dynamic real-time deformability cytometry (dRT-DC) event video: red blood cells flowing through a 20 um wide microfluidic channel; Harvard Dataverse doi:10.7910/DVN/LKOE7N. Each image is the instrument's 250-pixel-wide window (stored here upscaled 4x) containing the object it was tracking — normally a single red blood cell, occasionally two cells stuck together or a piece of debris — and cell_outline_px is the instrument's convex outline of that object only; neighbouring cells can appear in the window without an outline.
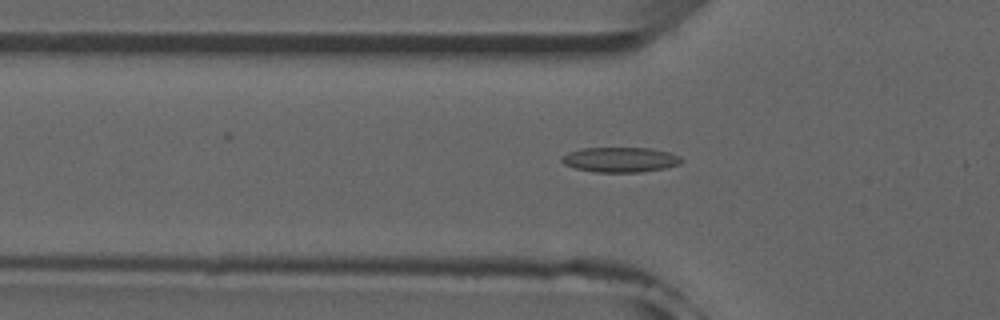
{"species": "common noctule bat (a hibernating species)", "species_latin": "Nyctalus noctula", "temperature_condition": "room temperature", "stored_images_in_passage": 51, "camera_frame_rate_fps": 3000, "um_per_image_px": 0.085, "animal": {"sex": "male", "forearm_length_mm": 52.5}, "frame": {"image": 1, "passage_image": 16, "time_ms": 5.0, "image_size_px": [1000, 320], "cell_outline_px": [[684, 160], [680, 164], [664, 168], [640, 172], [596, 172], [576, 168], [564, 164], [560, 160], [560, 156], [568, 152], [584, 148], [652, 148], [668, 152], [680, 156]], "centroid_in_image_um": [52.72, 13.57], "position_along_channel_um": 73.1, "area_um2": 17.46}}
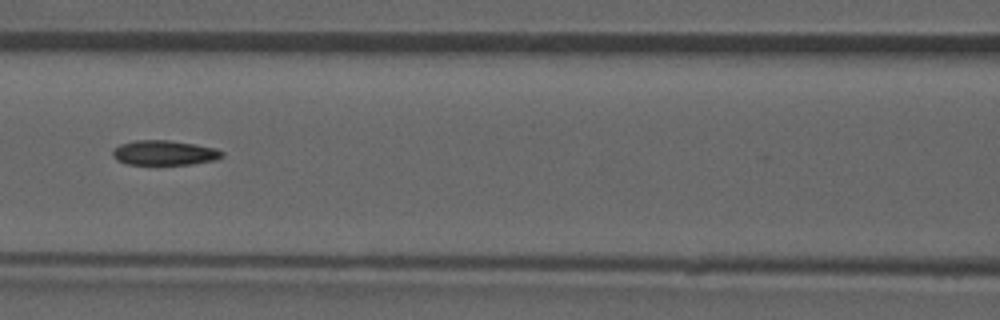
{"frame": {"image": 2, "passage_image": 22, "time_ms": 7.0, "image_size_px": [1000, 320], "cell_outline_px": [[224, 156], [216, 160], [192, 164], [128, 164], [116, 160], [112, 156], [112, 152], [120, 144], [136, 140], [168, 140], [196, 144], [216, 148], [224, 152]], "centroid_in_image_um": [14.0, 12.98], "position_along_channel_um": 152.6, "area_um2": 15.84}}
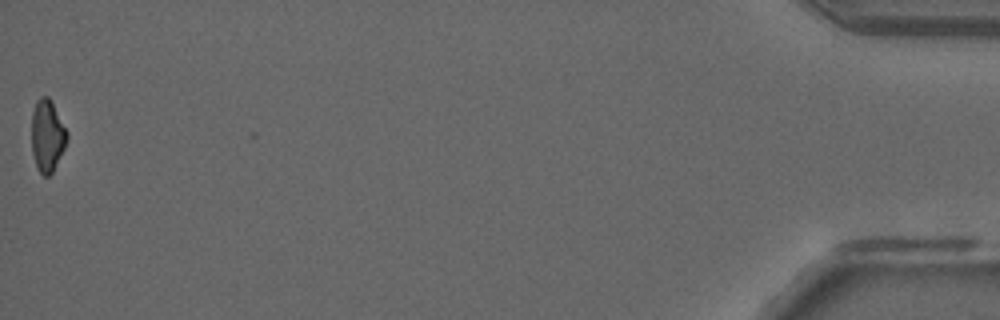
{"frame": {"image": 3, "passage_image": 51, "time_ms": 16.667, "image_size_px": [1000, 320], "cell_outline_px": [[68, 136], [64, 148], [52, 172], [48, 176], [44, 176], [36, 168], [32, 152], [32, 112], [36, 100], [40, 96], [48, 96], [52, 100], [68, 132]], "centroid_in_image_um": [4.01, 11.5], "position_along_channel_um": 431.2, "area_um2": 14.97}, "authors_computed_cell_mechanics": {"area_um2": 16.2996, "velocity_mm_per_s": 3.9346, "shape_relaxation_time_tau1_ms": null, "shape_relaxation_time_tau2_ms": 5.613, "deformation_change_tau1": null, "deformation_change_tau2": 0.1224}}